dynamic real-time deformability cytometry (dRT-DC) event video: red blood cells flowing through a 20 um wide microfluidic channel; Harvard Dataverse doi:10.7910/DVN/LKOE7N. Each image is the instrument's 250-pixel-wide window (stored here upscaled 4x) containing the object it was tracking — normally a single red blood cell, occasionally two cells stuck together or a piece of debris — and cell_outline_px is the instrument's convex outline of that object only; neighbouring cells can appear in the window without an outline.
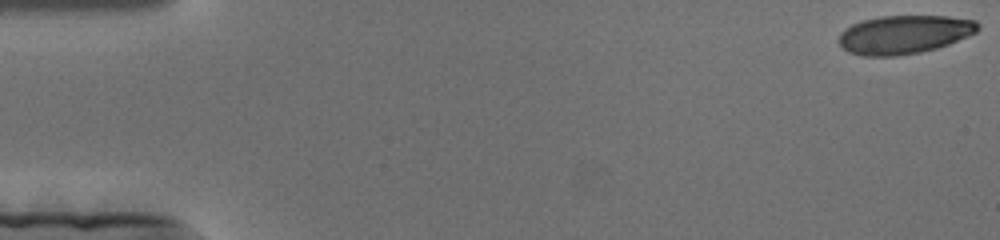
{"species": "human", "species_latin": "Homo sapiens", "temperature_condition": "cold", "stored_images_in_passage": 167, "camera_frame_rate_fps": 3000, "um_per_image_px": 0.085, "donor": {"sex": "female"}, "frame": {"image": 1, "passage_image": 1, "time_ms": 0.0, "image_size_px": [1000, 240], "cell_outline_px": [[980, 28], [976, 32], [968, 36], [948, 44], [936, 48], [920, 52], [896, 56], [864, 56], [848, 52], [836, 40], [840, 32], [844, 28], [852, 24], [864, 20], [880, 16], [948, 16], [976, 20], [980, 24]], "centroid_in_image_um": [76.84, 2.93], "position_along_channel_um": 8.2, "area_um2": 31.39}}
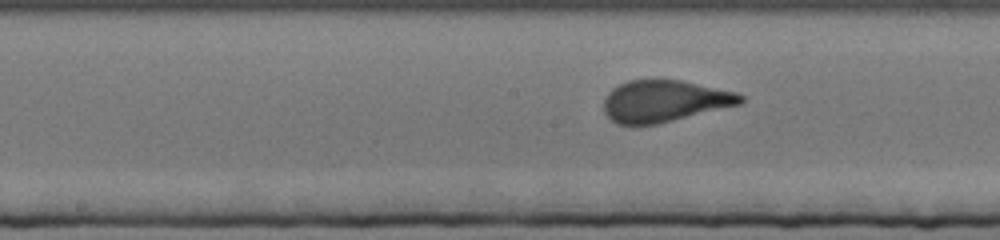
{"frame": {"image": 2, "passage_image": 84, "time_ms": 27.667, "image_size_px": [1000, 240], "cell_outline_px": [[744, 100], [740, 104], [656, 124], [636, 128], [616, 124], [604, 112], [604, 100], [608, 92], [612, 88], [628, 80], [680, 80], [736, 92], [744, 96]], "centroid_in_image_um": [56.41, 8.62], "position_along_channel_um": 191.8, "area_um2": 33.41}}
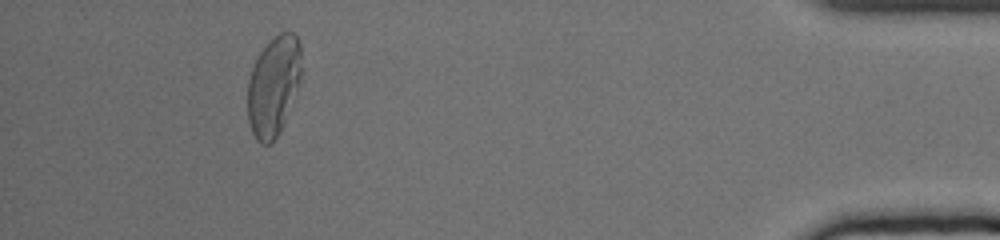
{"frame": {"image": 3, "passage_image": 153, "time_ms": 50.667, "image_size_px": [1000, 240], "cell_outline_px": [[300, 76], [296, 92], [284, 120], [272, 144], [260, 144], [256, 140], [252, 132], [248, 120], [248, 80], [252, 68], [260, 52], [280, 32], [292, 32], [296, 36], [300, 44]], "centroid_in_image_um": [23.23, 7.32], "position_along_channel_um": 412.0, "area_um2": 30.63}}